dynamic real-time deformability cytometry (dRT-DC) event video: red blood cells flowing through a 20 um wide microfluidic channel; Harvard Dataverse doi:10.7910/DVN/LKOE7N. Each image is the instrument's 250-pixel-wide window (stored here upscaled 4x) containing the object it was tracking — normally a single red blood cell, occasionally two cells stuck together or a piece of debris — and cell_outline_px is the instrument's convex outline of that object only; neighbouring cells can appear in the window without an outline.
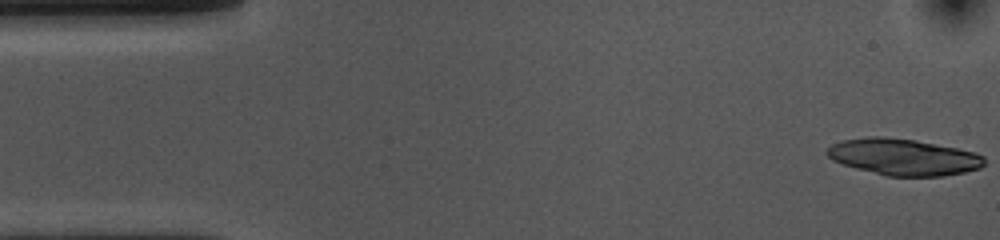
{"species": "common noctule bat (a hibernating species)", "species_latin": "Nyctalus noctula", "temperature_condition": "cold", "stored_images_in_passage": 37, "camera_frame_rate_fps": 3000, "um_per_image_px": 0.085, "animal": {"sex": "female", "body_mass_g": 10.0, "forearm_length_mm": 53.1}, "frame": {"image": 1, "passage_image": 1, "time_ms": 0.0, "image_size_px": [1000, 240], "cell_outline_px": [[984, 164], [980, 168], [964, 172], [944, 176], [888, 176], [856, 168], [832, 160], [824, 152], [832, 144], [840, 140], [868, 136], [880, 136], [916, 140], [976, 152], [984, 156]], "centroid_in_image_um": [76.78, 13.33], "position_along_channel_um": 8.2, "area_um2": 33.47}}
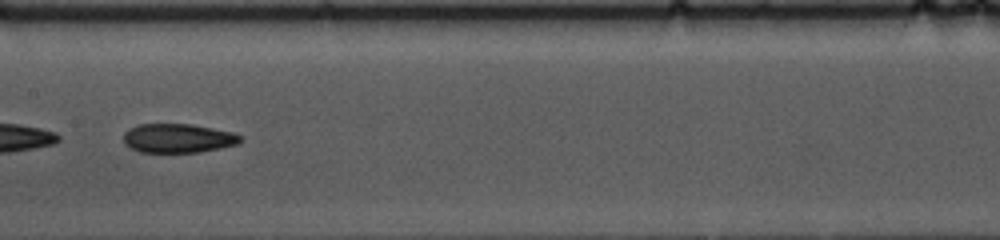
{"frame": {"image": 2, "passage_image": 25, "time_ms": 8.0, "image_size_px": [1000, 240], "cell_outline_px": [[240, 140], [236, 144], [220, 148], [200, 152], [140, 152], [124, 144], [124, 132], [128, 128], [140, 124], [192, 124], [232, 132], [240, 136]], "centroid_in_image_um": [15.09, 11.74], "position_along_channel_um": 192.3, "area_um2": 19.65}}
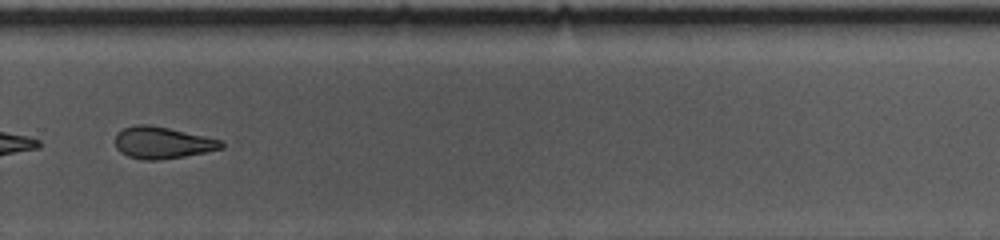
{"frame": {"image": 3, "passage_image": 35, "time_ms": 11.333, "image_size_px": [1000, 240], "cell_outline_px": [[224, 148], [184, 156], [156, 160], [144, 160], [128, 156], [120, 152], [116, 148], [116, 132], [124, 128], [136, 124], [148, 124], [168, 128], [220, 140], [224, 144]], "centroid_in_image_um": [13.76, 12.13], "position_along_channel_um": 316.0, "area_um2": 19.42}}